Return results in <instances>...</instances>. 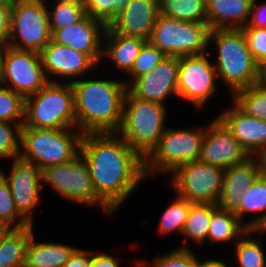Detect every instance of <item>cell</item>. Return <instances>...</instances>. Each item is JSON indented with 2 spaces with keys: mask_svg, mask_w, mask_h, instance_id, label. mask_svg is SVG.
Wrapping results in <instances>:
<instances>
[{
  "mask_svg": "<svg viewBox=\"0 0 266 267\" xmlns=\"http://www.w3.org/2000/svg\"><path fill=\"white\" fill-rule=\"evenodd\" d=\"M215 118L205 128L199 160L226 169L250 155L226 124L219 117Z\"/></svg>",
  "mask_w": 266,
  "mask_h": 267,
  "instance_id": "15",
  "label": "cell"
},
{
  "mask_svg": "<svg viewBox=\"0 0 266 267\" xmlns=\"http://www.w3.org/2000/svg\"><path fill=\"white\" fill-rule=\"evenodd\" d=\"M257 0H253L251 15L248 25L250 27L266 28V3L258 5Z\"/></svg>",
  "mask_w": 266,
  "mask_h": 267,
  "instance_id": "42",
  "label": "cell"
},
{
  "mask_svg": "<svg viewBox=\"0 0 266 267\" xmlns=\"http://www.w3.org/2000/svg\"><path fill=\"white\" fill-rule=\"evenodd\" d=\"M0 174L7 181L17 211L33 224V210L40 201L42 182L41 170L31 161L20 156L13 158L9 176L0 169Z\"/></svg>",
  "mask_w": 266,
  "mask_h": 267,
  "instance_id": "14",
  "label": "cell"
},
{
  "mask_svg": "<svg viewBox=\"0 0 266 267\" xmlns=\"http://www.w3.org/2000/svg\"><path fill=\"white\" fill-rule=\"evenodd\" d=\"M201 261L189 246L183 245L154 259L152 267H199Z\"/></svg>",
  "mask_w": 266,
  "mask_h": 267,
  "instance_id": "39",
  "label": "cell"
},
{
  "mask_svg": "<svg viewBox=\"0 0 266 267\" xmlns=\"http://www.w3.org/2000/svg\"><path fill=\"white\" fill-rule=\"evenodd\" d=\"M206 54L207 52L179 57L178 97L199 109L204 107L207 100L217 91V71Z\"/></svg>",
  "mask_w": 266,
  "mask_h": 267,
  "instance_id": "13",
  "label": "cell"
},
{
  "mask_svg": "<svg viewBox=\"0 0 266 267\" xmlns=\"http://www.w3.org/2000/svg\"><path fill=\"white\" fill-rule=\"evenodd\" d=\"M192 204L193 203L186 199L177 196V198L164 210L162 217L160 218L158 232L165 236L177 231L181 235Z\"/></svg>",
  "mask_w": 266,
  "mask_h": 267,
  "instance_id": "33",
  "label": "cell"
},
{
  "mask_svg": "<svg viewBox=\"0 0 266 267\" xmlns=\"http://www.w3.org/2000/svg\"><path fill=\"white\" fill-rule=\"evenodd\" d=\"M9 230V228L0 225V240L2 236Z\"/></svg>",
  "mask_w": 266,
  "mask_h": 267,
  "instance_id": "47",
  "label": "cell"
},
{
  "mask_svg": "<svg viewBox=\"0 0 266 267\" xmlns=\"http://www.w3.org/2000/svg\"><path fill=\"white\" fill-rule=\"evenodd\" d=\"M32 233L26 249L24 267H63L76 247L48 242H35Z\"/></svg>",
  "mask_w": 266,
  "mask_h": 267,
  "instance_id": "25",
  "label": "cell"
},
{
  "mask_svg": "<svg viewBox=\"0 0 266 267\" xmlns=\"http://www.w3.org/2000/svg\"><path fill=\"white\" fill-rule=\"evenodd\" d=\"M199 267H228V265H226V263H224L222 259L221 260L211 259L201 262Z\"/></svg>",
  "mask_w": 266,
  "mask_h": 267,
  "instance_id": "45",
  "label": "cell"
},
{
  "mask_svg": "<svg viewBox=\"0 0 266 267\" xmlns=\"http://www.w3.org/2000/svg\"><path fill=\"white\" fill-rule=\"evenodd\" d=\"M90 267H120V264L118 259L110 254L91 251Z\"/></svg>",
  "mask_w": 266,
  "mask_h": 267,
  "instance_id": "44",
  "label": "cell"
},
{
  "mask_svg": "<svg viewBox=\"0 0 266 267\" xmlns=\"http://www.w3.org/2000/svg\"><path fill=\"white\" fill-rule=\"evenodd\" d=\"M159 7L167 17L207 24L206 0H159Z\"/></svg>",
  "mask_w": 266,
  "mask_h": 267,
  "instance_id": "29",
  "label": "cell"
},
{
  "mask_svg": "<svg viewBox=\"0 0 266 267\" xmlns=\"http://www.w3.org/2000/svg\"><path fill=\"white\" fill-rule=\"evenodd\" d=\"M254 233L263 235L265 231L247 230L235 243V253L233 254L236 257L234 260H237V267H266V254H264V250L261 248V243L250 238V235Z\"/></svg>",
  "mask_w": 266,
  "mask_h": 267,
  "instance_id": "31",
  "label": "cell"
},
{
  "mask_svg": "<svg viewBox=\"0 0 266 267\" xmlns=\"http://www.w3.org/2000/svg\"><path fill=\"white\" fill-rule=\"evenodd\" d=\"M258 85L266 91V63L260 66Z\"/></svg>",
  "mask_w": 266,
  "mask_h": 267,
  "instance_id": "46",
  "label": "cell"
},
{
  "mask_svg": "<svg viewBox=\"0 0 266 267\" xmlns=\"http://www.w3.org/2000/svg\"><path fill=\"white\" fill-rule=\"evenodd\" d=\"M150 263H148L147 261H145V260H140L138 263H137V265H138V267H146V266H148Z\"/></svg>",
  "mask_w": 266,
  "mask_h": 267,
  "instance_id": "48",
  "label": "cell"
},
{
  "mask_svg": "<svg viewBox=\"0 0 266 267\" xmlns=\"http://www.w3.org/2000/svg\"><path fill=\"white\" fill-rule=\"evenodd\" d=\"M248 229L239 221L234 212L218 208L212 204V216L207 241L213 244L237 242Z\"/></svg>",
  "mask_w": 266,
  "mask_h": 267,
  "instance_id": "27",
  "label": "cell"
},
{
  "mask_svg": "<svg viewBox=\"0 0 266 267\" xmlns=\"http://www.w3.org/2000/svg\"><path fill=\"white\" fill-rule=\"evenodd\" d=\"M91 251L77 248L63 267H90Z\"/></svg>",
  "mask_w": 266,
  "mask_h": 267,
  "instance_id": "43",
  "label": "cell"
},
{
  "mask_svg": "<svg viewBox=\"0 0 266 267\" xmlns=\"http://www.w3.org/2000/svg\"><path fill=\"white\" fill-rule=\"evenodd\" d=\"M218 116L249 155L266 156V121L247 115L235 103Z\"/></svg>",
  "mask_w": 266,
  "mask_h": 267,
  "instance_id": "21",
  "label": "cell"
},
{
  "mask_svg": "<svg viewBox=\"0 0 266 267\" xmlns=\"http://www.w3.org/2000/svg\"><path fill=\"white\" fill-rule=\"evenodd\" d=\"M241 30L246 37L248 48L255 61L260 66L266 63V28L246 25Z\"/></svg>",
  "mask_w": 266,
  "mask_h": 267,
  "instance_id": "40",
  "label": "cell"
},
{
  "mask_svg": "<svg viewBox=\"0 0 266 267\" xmlns=\"http://www.w3.org/2000/svg\"><path fill=\"white\" fill-rule=\"evenodd\" d=\"M47 83L39 52L4 46L1 56L0 84L8 86L25 99L36 94Z\"/></svg>",
  "mask_w": 266,
  "mask_h": 267,
  "instance_id": "11",
  "label": "cell"
},
{
  "mask_svg": "<svg viewBox=\"0 0 266 267\" xmlns=\"http://www.w3.org/2000/svg\"><path fill=\"white\" fill-rule=\"evenodd\" d=\"M165 57L166 55L161 50L147 41L140 50L139 55L136 57L133 66L128 73L132 80H124L125 85L128 87L136 78L149 72Z\"/></svg>",
  "mask_w": 266,
  "mask_h": 267,
  "instance_id": "37",
  "label": "cell"
},
{
  "mask_svg": "<svg viewBox=\"0 0 266 267\" xmlns=\"http://www.w3.org/2000/svg\"><path fill=\"white\" fill-rule=\"evenodd\" d=\"M74 90L76 128L85 133L117 132L128 91L124 81L83 79L71 81Z\"/></svg>",
  "mask_w": 266,
  "mask_h": 267,
  "instance_id": "2",
  "label": "cell"
},
{
  "mask_svg": "<svg viewBox=\"0 0 266 267\" xmlns=\"http://www.w3.org/2000/svg\"><path fill=\"white\" fill-rule=\"evenodd\" d=\"M22 126L0 121V158L13 159L20 156Z\"/></svg>",
  "mask_w": 266,
  "mask_h": 267,
  "instance_id": "38",
  "label": "cell"
},
{
  "mask_svg": "<svg viewBox=\"0 0 266 267\" xmlns=\"http://www.w3.org/2000/svg\"><path fill=\"white\" fill-rule=\"evenodd\" d=\"M179 57L166 56L146 74L136 78L128 91L136 98L165 104L167 97H178Z\"/></svg>",
  "mask_w": 266,
  "mask_h": 267,
  "instance_id": "16",
  "label": "cell"
},
{
  "mask_svg": "<svg viewBox=\"0 0 266 267\" xmlns=\"http://www.w3.org/2000/svg\"><path fill=\"white\" fill-rule=\"evenodd\" d=\"M209 32L205 23L185 22L159 14L149 42L166 56L198 55L208 52Z\"/></svg>",
  "mask_w": 266,
  "mask_h": 267,
  "instance_id": "9",
  "label": "cell"
},
{
  "mask_svg": "<svg viewBox=\"0 0 266 267\" xmlns=\"http://www.w3.org/2000/svg\"><path fill=\"white\" fill-rule=\"evenodd\" d=\"M44 73L48 82H59L52 80V76L79 79L80 76L88 74L98 64L90 55L84 54L69 46H64L52 40L40 52ZM50 75V76H49ZM50 77V78H49Z\"/></svg>",
  "mask_w": 266,
  "mask_h": 267,
  "instance_id": "18",
  "label": "cell"
},
{
  "mask_svg": "<svg viewBox=\"0 0 266 267\" xmlns=\"http://www.w3.org/2000/svg\"><path fill=\"white\" fill-rule=\"evenodd\" d=\"M18 220V221H17ZM15 221H17L15 223ZM0 225L20 229L31 225L18 211L9 185L0 174Z\"/></svg>",
  "mask_w": 266,
  "mask_h": 267,
  "instance_id": "34",
  "label": "cell"
},
{
  "mask_svg": "<svg viewBox=\"0 0 266 267\" xmlns=\"http://www.w3.org/2000/svg\"><path fill=\"white\" fill-rule=\"evenodd\" d=\"M212 40L218 56L214 64L217 77L226 83L232 94L258 84L260 65L249 50L241 29L210 30L208 44Z\"/></svg>",
  "mask_w": 266,
  "mask_h": 267,
  "instance_id": "3",
  "label": "cell"
},
{
  "mask_svg": "<svg viewBox=\"0 0 266 267\" xmlns=\"http://www.w3.org/2000/svg\"><path fill=\"white\" fill-rule=\"evenodd\" d=\"M86 14L106 27L118 17L131 0H84Z\"/></svg>",
  "mask_w": 266,
  "mask_h": 267,
  "instance_id": "36",
  "label": "cell"
},
{
  "mask_svg": "<svg viewBox=\"0 0 266 267\" xmlns=\"http://www.w3.org/2000/svg\"><path fill=\"white\" fill-rule=\"evenodd\" d=\"M76 129L30 128L23 125L20 157L33 162L41 171L46 167L68 163L79 155L83 133Z\"/></svg>",
  "mask_w": 266,
  "mask_h": 267,
  "instance_id": "4",
  "label": "cell"
},
{
  "mask_svg": "<svg viewBox=\"0 0 266 267\" xmlns=\"http://www.w3.org/2000/svg\"><path fill=\"white\" fill-rule=\"evenodd\" d=\"M212 216V204L193 203L190 206L182 235L201 244L207 241Z\"/></svg>",
  "mask_w": 266,
  "mask_h": 267,
  "instance_id": "30",
  "label": "cell"
},
{
  "mask_svg": "<svg viewBox=\"0 0 266 267\" xmlns=\"http://www.w3.org/2000/svg\"><path fill=\"white\" fill-rule=\"evenodd\" d=\"M4 50V46L0 44V70H1V56Z\"/></svg>",
  "mask_w": 266,
  "mask_h": 267,
  "instance_id": "50",
  "label": "cell"
},
{
  "mask_svg": "<svg viewBox=\"0 0 266 267\" xmlns=\"http://www.w3.org/2000/svg\"><path fill=\"white\" fill-rule=\"evenodd\" d=\"M79 155L88 165L96 206L108 216L146 178L144 159L117 132L83 134Z\"/></svg>",
  "mask_w": 266,
  "mask_h": 267,
  "instance_id": "1",
  "label": "cell"
},
{
  "mask_svg": "<svg viewBox=\"0 0 266 267\" xmlns=\"http://www.w3.org/2000/svg\"><path fill=\"white\" fill-rule=\"evenodd\" d=\"M50 41L51 30L45 0L15 2L11 9L7 45L17 50L40 53Z\"/></svg>",
  "mask_w": 266,
  "mask_h": 267,
  "instance_id": "8",
  "label": "cell"
},
{
  "mask_svg": "<svg viewBox=\"0 0 266 267\" xmlns=\"http://www.w3.org/2000/svg\"><path fill=\"white\" fill-rule=\"evenodd\" d=\"M264 170L265 157L256 155H250L244 161L226 168L216 206L235 213L241 206L244 192L251 187Z\"/></svg>",
  "mask_w": 266,
  "mask_h": 267,
  "instance_id": "17",
  "label": "cell"
},
{
  "mask_svg": "<svg viewBox=\"0 0 266 267\" xmlns=\"http://www.w3.org/2000/svg\"><path fill=\"white\" fill-rule=\"evenodd\" d=\"M206 127L167 128L157 145L144 158L146 178L155 173H172L178 166L199 160Z\"/></svg>",
  "mask_w": 266,
  "mask_h": 267,
  "instance_id": "7",
  "label": "cell"
},
{
  "mask_svg": "<svg viewBox=\"0 0 266 267\" xmlns=\"http://www.w3.org/2000/svg\"><path fill=\"white\" fill-rule=\"evenodd\" d=\"M48 82L25 98L24 126L62 129L76 127L74 90L71 83Z\"/></svg>",
  "mask_w": 266,
  "mask_h": 267,
  "instance_id": "6",
  "label": "cell"
},
{
  "mask_svg": "<svg viewBox=\"0 0 266 267\" xmlns=\"http://www.w3.org/2000/svg\"><path fill=\"white\" fill-rule=\"evenodd\" d=\"M248 213L261 214L245 223L243 218ZM235 214L248 230H264L266 228V169L253 182L251 187L244 192L241 206Z\"/></svg>",
  "mask_w": 266,
  "mask_h": 267,
  "instance_id": "24",
  "label": "cell"
},
{
  "mask_svg": "<svg viewBox=\"0 0 266 267\" xmlns=\"http://www.w3.org/2000/svg\"><path fill=\"white\" fill-rule=\"evenodd\" d=\"M252 2L253 0H206L209 29H241L248 25Z\"/></svg>",
  "mask_w": 266,
  "mask_h": 267,
  "instance_id": "22",
  "label": "cell"
},
{
  "mask_svg": "<svg viewBox=\"0 0 266 267\" xmlns=\"http://www.w3.org/2000/svg\"><path fill=\"white\" fill-rule=\"evenodd\" d=\"M33 225L9 229L0 240V267H24Z\"/></svg>",
  "mask_w": 266,
  "mask_h": 267,
  "instance_id": "26",
  "label": "cell"
},
{
  "mask_svg": "<svg viewBox=\"0 0 266 267\" xmlns=\"http://www.w3.org/2000/svg\"><path fill=\"white\" fill-rule=\"evenodd\" d=\"M41 175L42 182L49 184L63 198L87 206L96 205L92 177L80 155L68 163L44 168Z\"/></svg>",
  "mask_w": 266,
  "mask_h": 267,
  "instance_id": "12",
  "label": "cell"
},
{
  "mask_svg": "<svg viewBox=\"0 0 266 267\" xmlns=\"http://www.w3.org/2000/svg\"><path fill=\"white\" fill-rule=\"evenodd\" d=\"M102 58H111L117 69L130 72L136 57L139 55L146 40L139 37H127L115 34L108 26L104 32ZM107 44V45H106Z\"/></svg>",
  "mask_w": 266,
  "mask_h": 267,
  "instance_id": "23",
  "label": "cell"
},
{
  "mask_svg": "<svg viewBox=\"0 0 266 267\" xmlns=\"http://www.w3.org/2000/svg\"><path fill=\"white\" fill-rule=\"evenodd\" d=\"M12 6L0 2V44L6 46L10 34Z\"/></svg>",
  "mask_w": 266,
  "mask_h": 267,
  "instance_id": "41",
  "label": "cell"
},
{
  "mask_svg": "<svg viewBox=\"0 0 266 267\" xmlns=\"http://www.w3.org/2000/svg\"><path fill=\"white\" fill-rule=\"evenodd\" d=\"M53 1L54 3L52 2V0H50L49 2L45 0L49 14V25L51 33L56 29L65 28L79 22L86 15L84 0Z\"/></svg>",
  "mask_w": 266,
  "mask_h": 267,
  "instance_id": "28",
  "label": "cell"
},
{
  "mask_svg": "<svg viewBox=\"0 0 266 267\" xmlns=\"http://www.w3.org/2000/svg\"><path fill=\"white\" fill-rule=\"evenodd\" d=\"M25 99L9 87L0 84V121L24 124Z\"/></svg>",
  "mask_w": 266,
  "mask_h": 267,
  "instance_id": "35",
  "label": "cell"
},
{
  "mask_svg": "<svg viewBox=\"0 0 266 267\" xmlns=\"http://www.w3.org/2000/svg\"><path fill=\"white\" fill-rule=\"evenodd\" d=\"M106 26L99 20L85 15L79 22L51 33V40L69 46L74 50L90 55L97 63L102 58L103 42Z\"/></svg>",
  "mask_w": 266,
  "mask_h": 267,
  "instance_id": "19",
  "label": "cell"
},
{
  "mask_svg": "<svg viewBox=\"0 0 266 267\" xmlns=\"http://www.w3.org/2000/svg\"><path fill=\"white\" fill-rule=\"evenodd\" d=\"M166 111L165 104L138 99L127 91L117 133L144 159L167 127Z\"/></svg>",
  "mask_w": 266,
  "mask_h": 267,
  "instance_id": "5",
  "label": "cell"
},
{
  "mask_svg": "<svg viewBox=\"0 0 266 267\" xmlns=\"http://www.w3.org/2000/svg\"><path fill=\"white\" fill-rule=\"evenodd\" d=\"M235 103L247 115L266 121V91L258 84L232 94Z\"/></svg>",
  "mask_w": 266,
  "mask_h": 267,
  "instance_id": "32",
  "label": "cell"
},
{
  "mask_svg": "<svg viewBox=\"0 0 266 267\" xmlns=\"http://www.w3.org/2000/svg\"><path fill=\"white\" fill-rule=\"evenodd\" d=\"M17 1L18 0H0V2H3L5 4L11 5V6Z\"/></svg>",
  "mask_w": 266,
  "mask_h": 267,
  "instance_id": "49",
  "label": "cell"
},
{
  "mask_svg": "<svg viewBox=\"0 0 266 267\" xmlns=\"http://www.w3.org/2000/svg\"><path fill=\"white\" fill-rule=\"evenodd\" d=\"M225 169L200 160L178 166L170 173L176 196L191 203L217 204Z\"/></svg>",
  "mask_w": 266,
  "mask_h": 267,
  "instance_id": "10",
  "label": "cell"
},
{
  "mask_svg": "<svg viewBox=\"0 0 266 267\" xmlns=\"http://www.w3.org/2000/svg\"><path fill=\"white\" fill-rule=\"evenodd\" d=\"M159 14V0H131L108 27L115 34L149 41Z\"/></svg>",
  "mask_w": 266,
  "mask_h": 267,
  "instance_id": "20",
  "label": "cell"
}]
</instances>
